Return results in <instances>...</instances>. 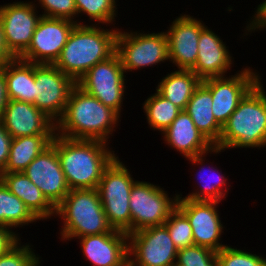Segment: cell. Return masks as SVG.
I'll list each match as a JSON object with an SVG mask.
<instances>
[{
    "mask_svg": "<svg viewBox=\"0 0 266 266\" xmlns=\"http://www.w3.org/2000/svg\"><path fill=\"white\" fill-rule=\"evenodd\" d=\"M171 23L165 32L169 61L177 69L192 70L197 61L199 36L206 26L203 21L186 14L180 15Z\"/></svg>",
    "mask_w": 266,
    "mask_h": 266,
    "instance_id": "obj_17",
    "label": "cell"
},
{
    "mask_svg": "<svg viewBox=\"0 0 266 266\" xmlns=\"http://www.w3.org/2000/svg\"><path fill=\"white\" fill-rule=\"evenodd\" d=\"M107 142L69 139L55 134L51 145L56 149L70 190L95 189L104 170L117 157Z\"/></svg>",
    "mask_w": 266,
    "mask_h": 266,
    "instance_id": "obj_1",
    "label": "cell"
},
{
    "mask_svg": "<svg viewBox=\"0 0 266 266\" xmlns=\"http://www.w3.org/2000/svg\"><path fill=\"white\" fill-rule=\"evenodd\" d=\"M20 241L0 256V266H40L39 255L36 256L29 243L21 245Z\"/></svg>",
    "mask_w": 266,
    "mask_h": 266,
    "instance_id": "obj_34",
    "label": "cell"
},
{
    "mask_svg": "<svg viewBox=\"0 0 266 266\" xmlns=\"http://www.w3.org/2000/svg\"><path fill=\"white\" fill-rule=\"evenodd\" d=\"M84 258L93 266H129L128 234L123 231L78 238Z\"/></svg>",
    "mask_w": 266,
    "mask_h": 266,
    "instance_id": "obj_19",
    "label": "cell"
},
{
    "mask_svg": "<svg viewBox=\"0 0 266 266\" xmlns=\"http://www.w3.org/2000/svg\"><path fill=\"white\" fill-rule=\"evenodd\" d=\"M120 115L77 84L72 88L62 117L55 124V134L69 139L108 142Z\"/></svg>",
    "mask_w": 266,
    "mask_h": 266,
    "instance_id": "obj_2",
    "label": "cell"
},
{
    "mask_svg": "<svg viewBox=\"0 0 266 266\" xmlns=\"http://www.w3.org/2000/svg\"><path fill=\"white\" fill-rule=\"evenodd\" d=\"M116 52L125 73L169 60L168 39L165 32L147 34L118 30Z\"/></svg>",
    "mask_w": 266,
    "mask_h": 266,
    "instance_id": "obj_7",
    "label": "cell"
},
{
    "mask_svg": "<svg viewBox=\"0 0 266 266\" xmlns=\"http://www.w3.org/2000/svg\"><path fill=\"white\" fill-rule=\"evenodd\" d=\"M172 198L164 188L136 181L130 192L131 233L150 226L163 225L176 208L178 194Z\"/></svg>",
    "mask_w": 266,
    "mask_h": 266,
    "instance_id": "obj_9",
    "label": "cell"
},
{
    "mask_svg": "<svg viewBox=\"0 0 266 266\" xmlns=\"http://www.w3.org/2000/svg\"><path fill=\"white\" fill-rule=\"evenodd\" d=\"M142 108L150 128L161 133L172 124L181 112L178 106L165 99L157 91L144 101Z\"/></svg>",
    "mask_w": 266,
    "mask_h": 266,
    "instance_id": "obj_29",
    "label": "cell"
},
{
    "mask_svg": "<svg viewBox=\"0 0 266 266\" xmlns=\"http://www.w3.org/2000/svg\"><path fill=\"white\" fill-rule=\"evenodd\" d=\"M176 264L181 266H219L217 252L195 244L178 250Z\"/></svg>",
    "mask_w": 266,
    "mask_h": 266,
    "instance_id": "obj_32",
    "label": "cell"
},
{
    "mask_svg": "<svg viewBox=\"0 0 266 266\" xmlns=\"http://www.w3.org/2000/svg\"><path fill=\"white\" fill-rule=\"evenodd\" d=\"M34 79V105L56 124L76 82L54 64L34 63Z\"/></svg>",
    "mask_w": 266,
    "mask_h": 266,
    "instance_id": "obj_11",
    "label": "cell"
},
{
    "mask_svg": "<svg viewBox=\"0 0 266 266\" xmlns=\"http://www.w3.org/2000/svg\"><path fill=\"white\" fill-rule=\"evenodd\" d=\"M11 140L12 137L0 121V174L5 170L8 161Z\"/></svg>",
    "mask_w": 266,
    "mask_h": 266,
    "instance_id": "obj_36",
    "label": "cell"
},
{
    "mask_svg": "<svg viewBox=\"0 0 266 266\" xmlns=\"http://www.w3.org/2000/svg\"><path fill=\"white\" fill-rule=\"evenodd\" d=\"M54 135H32L12 138L9 157L3 172H22L51 145Z\"/></svg>",
    "mask_w": 266,
    "mask_h": 266,
    "instance_id": "obj_27",
    "label": "cell"
},
{
    "mask_svg": "<svg viewBox=\"0 0 266 266\" xmlns=\"http://www.w3.org/2000/svg\"><path fill=\"white\" fill-rule=\"evenodd\" d=\"M56 208L70 189L67 185L56 149L50 145L23 171Z\"/></svg>",
    "mask_w": 266,
    "mask_h": 266,
    "instance_id": "obj_16",
    "label": "cell"
},
{
    "mask_svg": "<svg viewBox=\"0 0 266 266\" xmlns=\"http://www.w3.org/2000/svg\"><path fill=\"white\" fill-rule=\"evenodd\" d=\"M217 260L219 266H266L265 257L227 244L217 252Z\"/></svg>",
    "mask_w": 266,
    "mask_h": 266,
    "instance_id": "obj_33",
    "label": "cell"
},
{
    "mask_svg": "<svg viewBox=\"0 0 266 266\" xmlns=\"http://www.w3.org/2000/svg\"><path fill=\"white\" fill-rule=\"evenodd\" d=\"M38 5L42 7L44 13L42 16L50 18L69 19L77 24H82L76 20V4L74 0H37ZM74 19V20H73ZM78 21V22H77Z\"/></svg>",
    "mask_w": 266,
    "mask_h": 266,
    "instance_id": "obj_35",
    "label": "cell"
},
{
    "mask_svg": "<svg viewBox=\"0 0 266 266\" xmlns=\"http://www.w3.org/2000/svg\"><path fill=\"white\" fill-rule=\"evenodd\" d=\"M9 101L7 96L6 80L4 77V65L0 68V118Z\"/></svg>",
    "mask_w": 266,
    "mask_h": 266,
    "instance_id": "obj_40",
    "label": "cell"
},
{
    "mask_svg": "<svg viewBox=\"0 0 266 266\" xmlns=\"http://www.w3.org/2000/svg\"><path fill=\"white\" fill-rule=\"evenodd\" d=\"M55 216L63 221L60 236L64 241L115 231L108 222L97 188L70 190L56 207Z\"/></svg>",
    "mask_w": 266,
    "mask_h": 266,
    "instance_id": "obj_5",
    "label": "cell"
},
{
    "mask_svg": "<svg viewBox=\"0 0 266 266\" xmlns=\"http://www.w3.org/2000/svg\"><path fill=\"white\" fill-rule=\"evenodd\" d=\"M76 24L69 19L42 16L31 44L19 58L36 64H54Z\"/></svg>",
    "mask_w": 266,
    "mask_h": 266,
    "instance_id": "obj_13",
    "label": "cell"
},
{
    "mask_svg": "<svg viewBox=\"0 0 266 266\" xmlns=\"http://www.w3.org/2000/svg\"><path fill=\"white\" fill-rule=\"evenodd\" d=\"M163 141L187 158L209 152L214 146L196 128L190 115L181 110L172 124L162 132Z\"/></svg>",
    "mask_w": 266,
    "mask_h": 266,
    "instance_id": "obj_21",
    "label": "cell"
},
{
    "mask_svg": "<svg viewBox=\"0 0 266 266\" xmlns=\"http://www.w3.org/2000/svg\"><path fill=\"white\" fill-rule=\"evenodd\" d=\"M0 180L15 194L40 221L55 217L56 208L23 172H2Z\"/></svg>",
    "mask_w": 266,
    "mask_h": 266,
    "instance_id": "obj_22",
    "label": "cell"
},
{
    "mask_svg": "<svg viewBox=\"0 0 266 266\" xmlns=\"http://www.w3.org/2000/svg\"><path fill=\"white\" fill-rule=\"evenodd\" d=\"M201 82L202 80L192 70L178 69L166 74L158 83L156 91L181 110H185Z\"/></svg>",
    "mask_w": 266,
    "mask_h": 266,
    "instance_id": "obj_26",
    "label": "cell"
},
{
    "mask_svg": "<svg viewBox=\"0 0 266 266\" xmlns=\"http://www.w3.org/2000/svg\"><path fill=\"white\" fill-rule=\"evenodd\" d=\"M261 79L240 100L236 110L222 127L215 147L232 148L266 147V92Z\"/></svg>",
    "mask_w": 266,
    "mask_h": 266,
    "instance_id": "obj_4",
    "label": "cell"
},
{
    "mask_svg": "<svg viewBox=\"0 0 266 266\" xmlns=\"http://www.w3.org/2000/svg\"><path fill=\"white\" fill-rule=\"evenodd\" d=\"M221 37L206 26L200 33L197 61L192 71L201 79L226 76L233 59Z\"/></svg>",
    "mask_w": 266,
    "mask_h": 266,
    "instance_id": "obj_20",
    "label": "cell"
},
{
    "mask_svg": "<svg viewBox=\"0 0 266 266\" xmlns=\"http://www.w3.org/2000/svg\"><path fill=\"white\" fill-rule=\"evenodd\" d=\"M37 221L23 201L10 192L0 180V226L12 230Z\"/></svg>",
    "mask_w": 266,
    "mask_h": 266,
    "instance_id": "obj_28",
    "label": "cell"
},
{
    "mask_svg": "<svg viewBox=\"0 0 266 266\" xmlns=\"http://www.w3.org/2000/svg\"><path fill=\"white\" fill-rule=\"evenodd\" d=\"M261 3L257 6L253 19L249 20L245 28L248 32L266 29V0Z\"/></svg>",
    "mask_w": 266,
    "mask_h": 266,
    "instance_id": "obj_37",
    "label": "cell"
},
{
    "mask_svg": "<svg viewBox=\"0 0 266 266\" xmlns=\"http://www.w3.org/2000/svg\"><path fill=\"white\" fill-rule=\"evenodd\" d=\"M117 156L104 170L97 190L109 224L131 234L130 192L137 180Z\"/></svg>",
    "mask_w": 266,
    "mask_h": 266,
    "instance_id": "obj_6",
    "label": "cell"
},
{
    "mask_svg": "<svg viewBox=\"0 0 266 266\" xmlns=\"http://www.w3.org/2000/svg\"><path fill=\"white\" fill-rule=\"evenodd\" d=\"M164 225L178 250L194 245L192 227L188 218L177 207L170 213Z\"/></svg>",
    "mask_w": 266,
    "mask_h": 266,
    "instance_id": "obj_31",
    "label": "cell"
},
{
    "mask_svg": "<svg viewBox=\"0 0 266 266\" xmlns=\"http://www.w3.org/2000/svg\"><path fill=\"white\" fill-rule=\"evenodd\" d=\"M4 77L9 100L34 104V63L13 58L4 64Z\"/></svg>",
    "mask_w": 266,
    "mask_h": 266,
    "instance_id": "obj_24",
    "label": "cell"
},
{
    "mask_svg": "<svg viewBox=\"0 0 266 266\" xmlns=\"http://www.w3.org/2000/svg\"><path fill=\"white\" fill-rule=\"evenodd\" d=\"M99 26V27H98ZM76 24L54 65L77 82L98 62L116 52V28L104 29L101 25Z\"/></svg>",
    "mask_w": 266,
    "mask_h": 266,
    "instance_id": "obj_3",
    "label": "cell"
},
{
    "mask_svg": "<svg viewBox=\"0 0 266 266\" xmlns=\"http://www.w3.org/2000/svg\"><path fill=\"white\" fill-rule=\"evenodd\" d=\"M125 77L121 59L115 52L110 58L90 68L76 84L121 116L126 91Z\"/></svg>",
    "mask_w": 266,
    "mask_h": 266,
    "instance_id": "obj_8",
    "label": "cell"
},
{
    "mask_svg": "<svg viewBox=\"0 0 266 266\" xmlns=\"http://www.w3.org/2000/svg\"><path fill=\"white\" fill-rule=\"evenodd\" d=\"M222 151H223L222 149L214 146L209 152H205L203 154L196 155L194 157H190L187 159L191 162L192 165L198 164L201 166L199 168L200 170L197 174L201 173L202 171H203L202 173L205 174L206 169L204 168V166H205L204 162L206 159V155L208 153H210V154L211 153H213V154L218 153L219 154ZM207 170H208V167H207ZM209 170H210L209 172H211L213 170V173H212L213 175L210 174V176H208L209 181H207L206 174L205 175L199 174L198 179H200L201 185L197 186L198 187L197 190L195 189V191H193L192 193H189L185 197H182V194H180V195L178 194V198H187V199H190L193 201H217V202H221V200H224L227 197L226 195L228 194L227 193L228 190L230 189V188H227L229 186V183L227 184V182H226V181H228L227 177H225V174L223 176L221 171L218 172V169L216 167H211V169H209ZM215 172L218 173V175ZM214 175H216V177H214ZM211 176H213V177H211ZM225 186H226V188H225ZM222 187H223V189H222Z\"/></svg>",
    "mask_w": 266,
    "mask_h": 266,
    "instance_id": "obj_25",
    "label": "cell"
},
{
    "mask_svg": "<svg viewBox=\"0 0 266 266\" xmlns=\"http://www.w3.org/2000/svg\"><path fill=\"white\" fill-rule=\"evenodd\" d=\"M76 4L77 16L87 14L93 22L99 24H113L117 16V0H74Z\"/></svg>",
    "mask_w": 266,
    "mask_h": 266,
    "instance_id": "obj_30",
    "label": "cell"
},
{
    "mask_svg": "<svg viewBox=\"0 0 266 266\" xmlns=\"http://www.w3.org/2000/svg\"><path fill=\"white\" fill-rule=\"evenodd\" d=\"M36 8L37 4L30 1L0 5L6 47L15 58H19L31 44L37 23L42 17Z\"/></svg>",
    "mask_w": 266,
    "mask_h": 266,
    "instance_id": "obj_14",
    "label": "cell"
},
{
    "mask_svg": "<svg viewBox=\"0 0 266 266\" xmlns=\"http://www.w3.org/2000/svg\"><path fill=\"white\" fill-rule=\"evenodd\" d=\"M19 239V234L13 230L0 226V256L12 247Z\"/></svg>",
    "mask_w": 266,
    "mask_h": 266,
    "instance_id": "obj_38",
    "label": "cell"
},
{
    "mask_svg": "<svg viewBox=\"0 0 266 266\" xmlns=\"http://www.w3.org/2000/svg\"><path fill=\"white\" fill-rule=\"evenodd\" d=\"M219 203L178 198L176 206L188 218L192 227L194 244L215 252H219L226 246L220 242L225 227L217 213Z\"/></svg>",
    "mask_w": 266,
    "mask_h": 266,
    "instance_id": "obj_15",
    "label": "cell"
},
{
    "mask_svg": "<svg viewBox=\"0 0 266 266\" xmlns=\"http://www.w3.org/2000/svg\"><path fill=\"white\" fill-rule=\"evenodd\" d=\"M185 111L190 115L196 128L215 146L219 142L222 126L212 113L211 92L202 82L187 103Z\"/></svg>",
    "mask_w": 266,
    "mask_h": 266,
    "instance_id": "obj_23",
    "label": "cell"
},
{
    "mask_svg": "<svg viewBox=\"0 0 266 266\" xmlns=\"http://www.w3.org/2000/svg\"><path fill=\"white\" fill-rule=\"evenodd\" d=\"M0 121L12 138L55 135V123L29 102L9 100Z\"/></svg>",
    "mask_w": 266,
    "mask_h": 266,
    "instance_id": "obj_18",
    "label": "cell"
},
{
    "mask_svg": "<svg viewBox=\"0 0 266 266\" xmlns=\"http://www.w3.org/2000/svg\"><path fill=\"white\" fill-rule=\"evenodd\" d=\"M13 58L15 57L8 51L6 47L3 27L0 20V68Z\"/></svg>",
    "mask_w": 266,
    "mask_h": 266,
    "instance_id": "obj_39",
    "label": "cell"
},
{
    "mask_svg": "<svg viewBox=\"0 0 266 266\" xmlns=\"http://www.w3.org/2000/svg\"><path fill=\"white\" fill-rule=\"evenodd\" d=\"M246 68L229 77H211L202 80L211 92L214 118L222 127L236 110L240 100L261 79L258 72L250 67Z\"/></svg>",
    "mask_w": 266,
    "mask_h": 266,
    "instance_id": "obj_12",
    "label": "cell"
},
{
    "mask_svg": "<svg viewBox=\"0 0 266 266\" xmlns=\"http://www.w3.org/2000/svg\"><path fill=\"white\" fill-rule=\"evenodd\" d=\"M128 252L129 266H173L178 249L163 224L128 234Z\"/></svg>",
    "mask_w": 266,
    "mask_h": 266,
    "instance_id": "obj_10",
    "label": "cell"
}]
</instances>
